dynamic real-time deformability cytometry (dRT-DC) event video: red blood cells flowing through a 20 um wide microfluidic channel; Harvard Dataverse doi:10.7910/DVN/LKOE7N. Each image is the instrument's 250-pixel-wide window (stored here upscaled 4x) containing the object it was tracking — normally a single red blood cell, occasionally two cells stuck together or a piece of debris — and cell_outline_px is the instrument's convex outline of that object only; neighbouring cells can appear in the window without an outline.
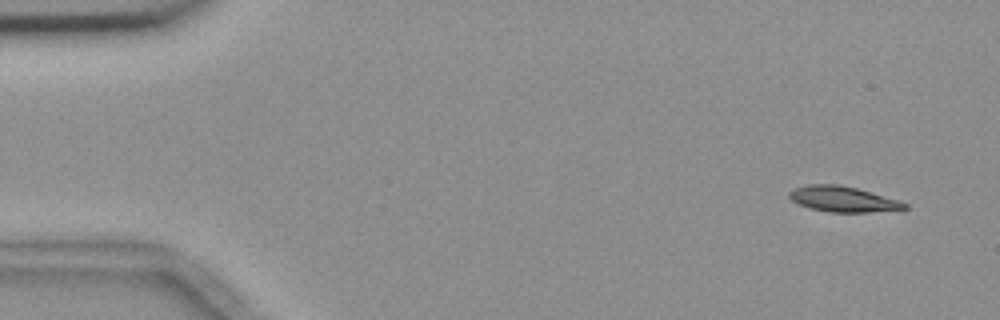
{"species": "common noctule bat (a hibernating species)", "species_latin": "Nyctalus noctula", "temperature_condition": "room temperature", "stored_images_in_passage": 9, "camera_frame_rate_fps": 3000, "um_per_image_px": 0.085, "animal": {"sex": "female", "body_mass_g": 18.4}, "frame": {"image": 1, "passage_image": 1, "time_ms": 0.0, "image_size_px": [1000, 320], "cell_outline_px": [[908, 208], [868, 212], [828, 212], [808, 208], [792, 200], [788, 196], [788, 192], [792, 188], [804, 184], [836, 184], [856, 188], [900, 200], [908, 204]], "centroid_in_image_um": [71.6, 16.91], "position_along_channel_um": 13.4, "area_um2": 17.22}}
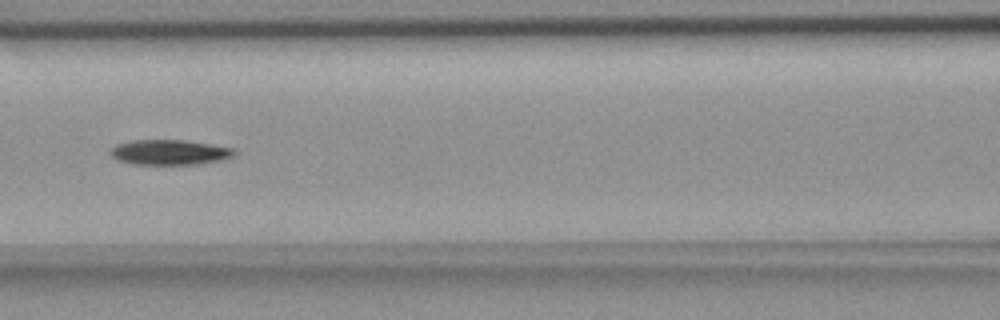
{"frame": {"image": 2, "passage_image": 7, "time_ms": 7.0, "image_size_px": [1000, 320], "cell_outline_px": [[236, 152], [232, 156], [220, 160], [196, 164], [132, 164], [116, 160], [108, 152], [116, 144], [132, 140], [184, 140], [236, 148]], "centroid_in_image_um": [14.38, 12.94], "position_along_channel_um": 152.2, "area_um2": 18.15}}
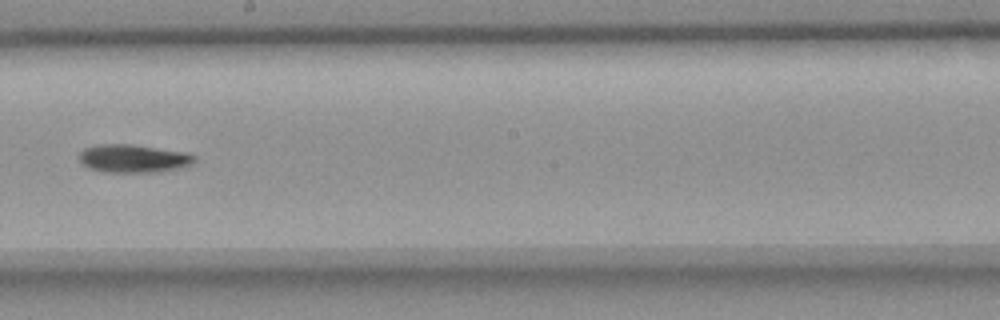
{"frame": {"image": 3, "passage_image": 9, "time_ms": 9.333, "image_size_px": [1000, 320], "cell_outline_px": [[196, 160], [192, 164], [180, 168], [160, 172], [104, 172], [88, 168], [80, 164], [80, 152], [84, 148], [100, 144], [128, 144], [188, 152], [196, 156]], "centroid_in_image_um": [11.35, 13.48], "position_along_channel_um": 236.8, "area_um2": 19.07}}